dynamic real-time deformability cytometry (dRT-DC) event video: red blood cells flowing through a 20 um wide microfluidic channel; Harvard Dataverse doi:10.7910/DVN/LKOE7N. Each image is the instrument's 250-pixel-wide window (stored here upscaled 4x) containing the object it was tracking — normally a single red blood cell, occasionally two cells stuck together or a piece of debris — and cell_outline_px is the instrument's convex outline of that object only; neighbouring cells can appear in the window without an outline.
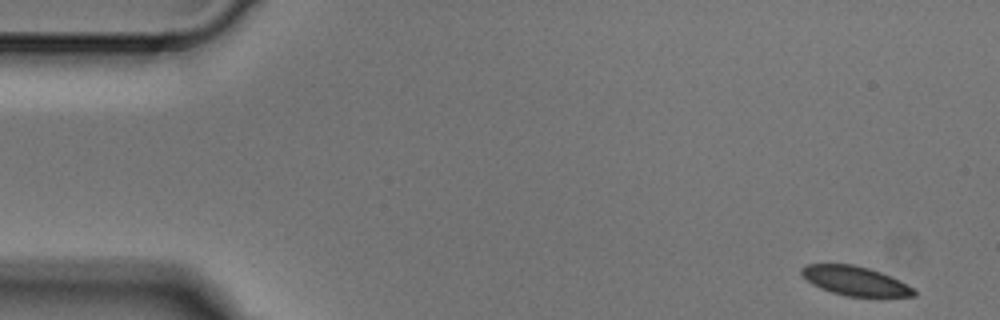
{"species": "Egyptian fruit bat (a non-hibernating species)", "species_latin": "Rousettus aegyptiacus", "temperature_condition": "cold", "stored_images_in_passage": 5, "camera_frame_rate_fps": 3000, "um_per_image_px": 0.085, "animal": {"sex": "male"}, "frame": {"image": 1, "passage_image": 1, "time_ms": 0.0, "image_size_px": [1000, 320], "cell_outline_px": [[916, 296], [844, 296], [820, 288], [812, 284], [800, 272], [800, 268], [804, 264], [852, 264], [868, 268], [880, 272], [900, 280], [912, 288], [916, 292]], "centroid_in_image_um": [72.65, 23.86], "position_along_channel_um": 12.4, "area_um2": 18.96}}
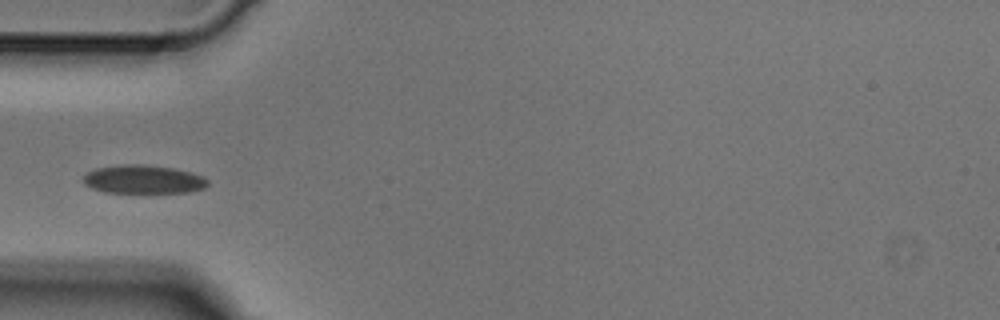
{"frame": {"image": 2, "passage_image": 4, "time_ms": 1.0, "image_size_px": [1000, 320], "cell_outline_px": [[208, 184], [204, 188], [188, 192], [104, 192], [92, 188], [84, 184], [84, 176], [88, 172], [96, 168], [120, 164], [148, 164], [176, 168], [192, 172], [204, 176], [208, 180]], "centroid_in_image_um": [12.21, 15.22], "position_along_channel_um": 72.8, "area_um2": 20.81}}
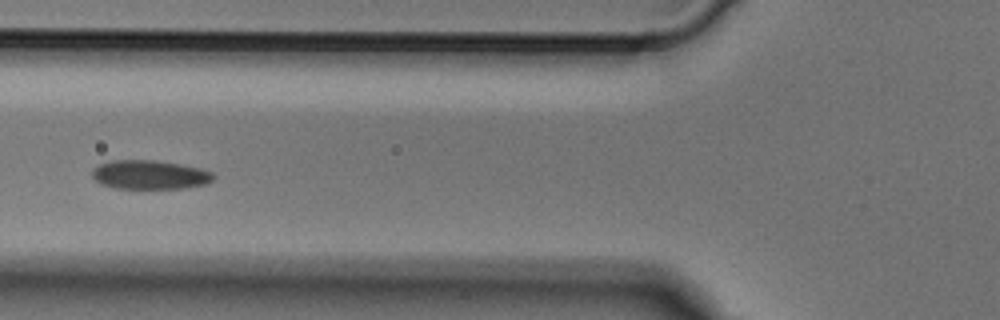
{"frame": {"image": 3, "passage_image": 5, "time_ms": 1.333, "image_size_px": [1000, 320], "cell_outline_px": [[216, 176], [208, 184], [184, 188], [116, 188], [100, 184], [92, 176], [92, 168], [108, 160], [156, 160], [180, 164], [200, 168], [212, 172]], "centroid_in_image_um": [12.73, 14.85], "position_along_channel_um": 113.1, "area_um2": 20.63}}